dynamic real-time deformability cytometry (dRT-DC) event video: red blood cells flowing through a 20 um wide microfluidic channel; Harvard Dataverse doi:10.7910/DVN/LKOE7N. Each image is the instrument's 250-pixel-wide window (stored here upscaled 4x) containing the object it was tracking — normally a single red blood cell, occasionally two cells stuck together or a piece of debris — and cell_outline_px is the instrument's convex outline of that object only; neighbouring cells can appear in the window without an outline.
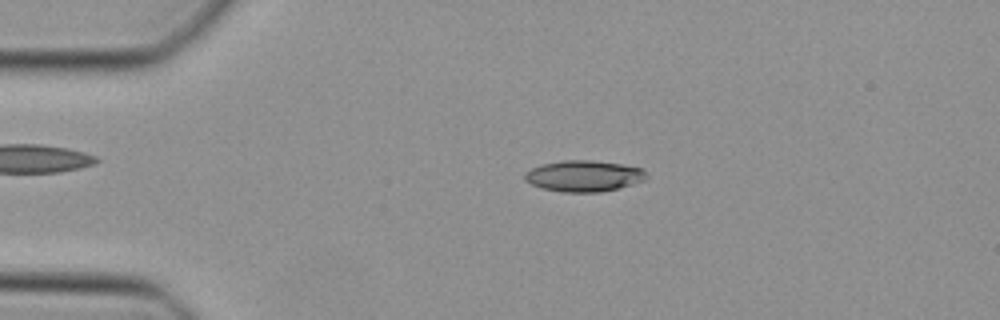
{"species": "Egyptian fruit bat (a non-hibernating species)", "species_latin": "Rousettus aegyptiacus", "temperature_condition": "cold", "stored_images_in_passage": 47, "camera_frame_rate_fps": 3000, "um_per_image_px": 0.085, "animal": {"sex": "female"}, "frame": {"image": 1, "passage_image": 10, "time_ms": 3.0, "image_size_px": [1000, 320], "cell_outline_px": [[648, 176], [644, 180], [620, 188], [600, 192], [564, 192], [544, 188], [532, 184], [524, 180], [524, 172], [532, 168], [544, 164], [564, 160], [592, 160], [620, 164], [644, 168]], "centroid_in_image_um": [49.65, 14.95], "position_along_channel_um": 35.3, "area_um2": 22.02}}
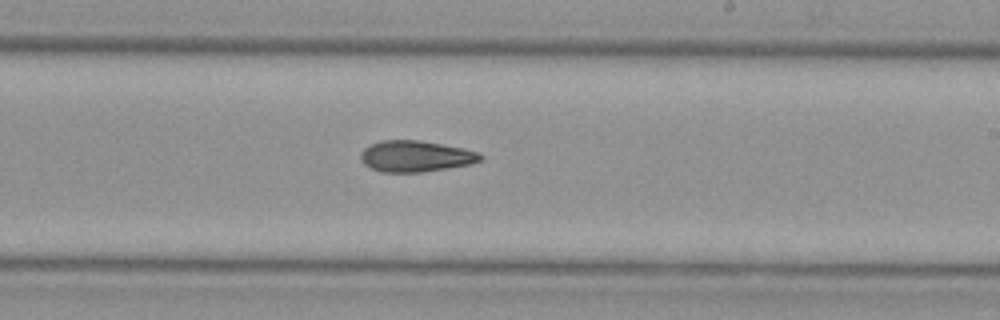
{"frame": {"image": 2, "passage_image": 28, "time_ms": 9.0, "image_size_px": [1000, 320], "cell_outline_px": [[484, 160], [472, 164], [448, 168], [420, 172], [380, 172], [364, 164], [360, 160], [360, 152], [368, 144], [380, 140], [420, 140], [464, 148], [476, 152], [484, 156]], "centroid_in_image_um": [35.32, 13.27], "position_along_channel_um": 253.7, "area_um2": 22.02}}
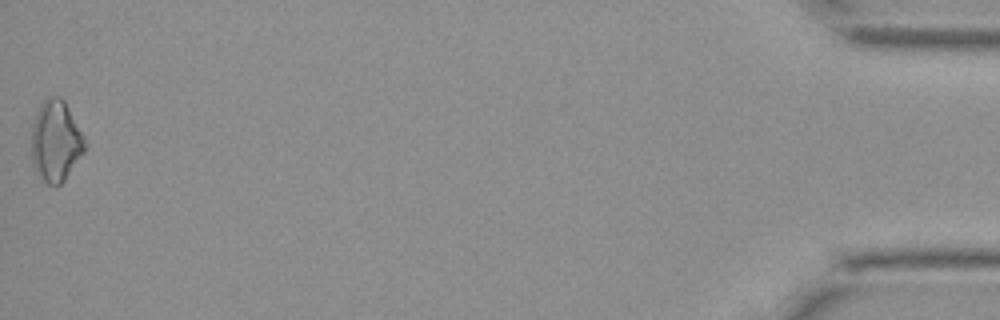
{"frame": {"image": 3, "passage_image": 47, "time_ms": 15.333, "image_size_px": [1000, 320], "cell_outline_px": [[84, 152], [64, 180], [60, 184], [48, 184], [36, 172], [32, 160], [32, 124], [36, 112], [40, 104], [48, 96], [60, 96], [64, 100], [84, 136]], "centroid_in_image_um": [4.72, 11.95], "position_along_channel_um": 430.5, "area_um2": 24.91}}